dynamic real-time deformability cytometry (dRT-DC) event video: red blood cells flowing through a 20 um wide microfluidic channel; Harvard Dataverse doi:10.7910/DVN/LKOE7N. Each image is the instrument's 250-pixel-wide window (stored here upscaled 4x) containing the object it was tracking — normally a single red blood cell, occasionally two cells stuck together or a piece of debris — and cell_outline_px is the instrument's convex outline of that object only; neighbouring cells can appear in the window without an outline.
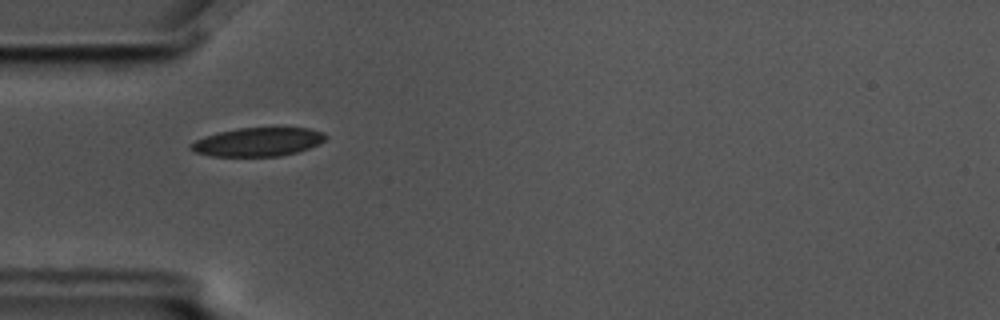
{"species": "common noctule bat (a hibernating species)", "species_latin": "Nyctalus noctula", "temperature_condition": "cold", "stored_images_in_passage": 5, "camera_frame_rate_fps": 3000, "um_per_image_px": 0.085, "animal": {"sex": "male", "body_mass_g": 17.5, "forearm_length_mm": 52.3}, "frame": {"image": 1, "passage_image": 5, "time_ms": 1.333, "image_size_px": [1000, 320], "cell_outline_px": [[328, 136], [320, 144], [296, 152], [280, 156], [212, 156], [196, 152], [188, 148], [188, 144], [204, 136], [220, 132], [240, 128], [308, 128], [324, 132]], "centroid_in_image_um": [21.92, 12.06], "position_along_channel_um": 63.1, "area_um2": 22.43}}